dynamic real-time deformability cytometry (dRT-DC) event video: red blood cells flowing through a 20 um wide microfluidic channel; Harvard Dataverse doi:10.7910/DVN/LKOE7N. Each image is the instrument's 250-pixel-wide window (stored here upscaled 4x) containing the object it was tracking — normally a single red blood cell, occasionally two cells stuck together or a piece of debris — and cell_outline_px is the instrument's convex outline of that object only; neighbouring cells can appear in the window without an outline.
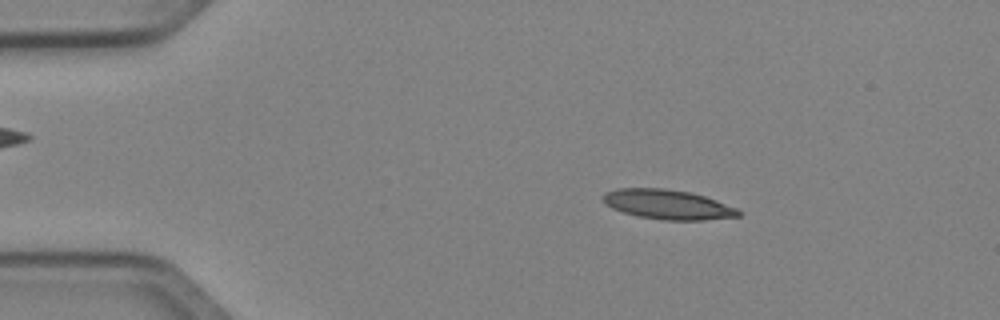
{"species": "Egyptian fruit bat (a non-hibernating species)", "species_latin": "Rousettus aegyptiacus", "temperature_condition": "cold", "stored_images_in_passage": 49, "camera_frame_rate_fps": 3000, "um_per_image_px": 0.085, "animal": {"sex": "female"}, "frame": {"image": 1, "passage_image": 8, "time_ms": 2.333, "image_size_px": [1000, 320], "cell_outline_px": [[744, 212], [740, 216], [704, 220], [664, 220], [640, 216], [624, 212], [612, 208], [604, 204], [600, 196], [604, 192], [616, 188], [664, 188], [692, 192], [716, 200], [736, 208]], "centroid_in_image_um": [56.74, 17.37], "position_along_channel_um": 28.3, "area_um2": 23.58}}
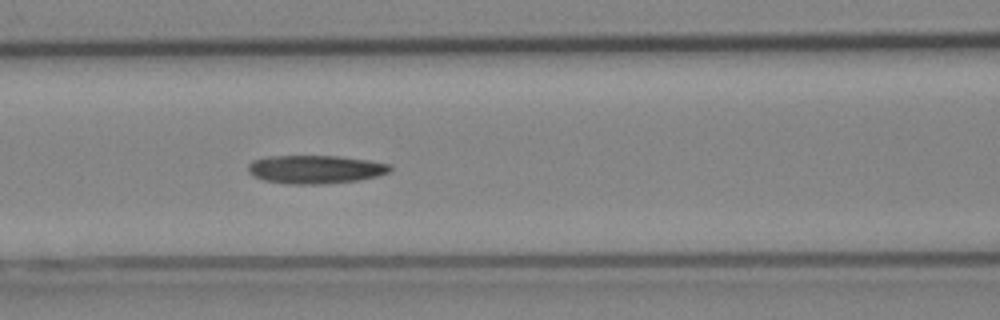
{"frame": {"image": 2, "passage_image": 21, "time_ms": 6.667, "image_size_px": [1000, 320], "cell_outline_px": [[392, 168], [388, 172], [376, 176], [360, 180], [320, 184], [284, 184], [264, 180], [248, 172], [248, 164], [252, 160], [268, 156], [340, 156], [368, 160], [388, 164]], "centroid_in_image_um": [26.77, 14.39], "position_along_channel_um": 139.8, "area_um2": 23.41}}
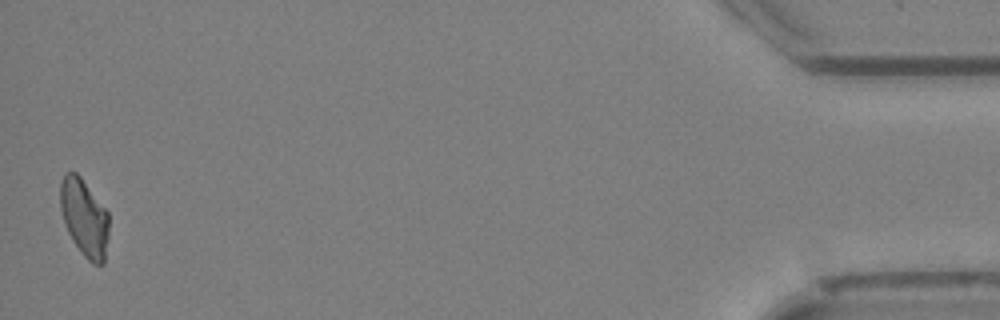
{"frame": {"image": 3, "passage_image": 49, "time_ms": 16.0, "image_size_px": [1000, 320], "cell_outline_px": [[108, 236], [104, 264], [92, 264], [84, 256], [72, 240], [68, 232], [60, 208], [60, 184], [64, 176], [68, 172], [76, 172], [80, 176], [108, 212]], "centroid_in_image_um": [7.17, 18.52], "position_along_channel_um": 428.0, "area_um2": 21.73}}